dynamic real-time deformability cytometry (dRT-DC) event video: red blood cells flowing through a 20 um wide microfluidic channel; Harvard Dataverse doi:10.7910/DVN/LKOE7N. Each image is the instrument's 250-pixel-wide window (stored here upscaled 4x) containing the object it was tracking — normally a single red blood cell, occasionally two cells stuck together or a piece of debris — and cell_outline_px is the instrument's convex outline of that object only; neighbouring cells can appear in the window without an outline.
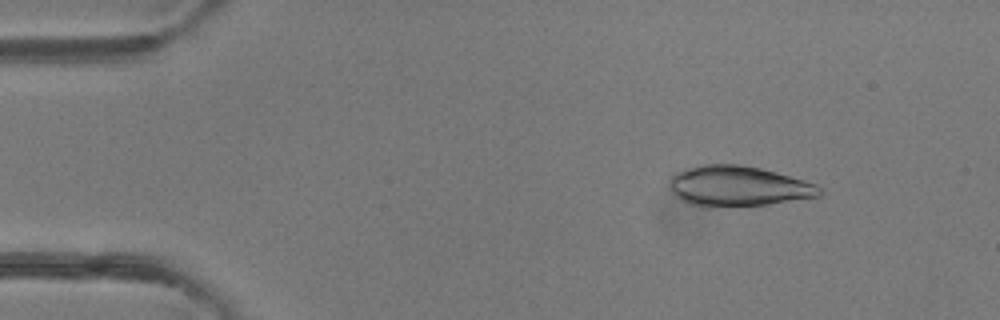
{"species": "common noctule bat (a hibernating species)", "species_latin": "Nyctalus noctula", "temperature_condition": "room temperature", "stored_images_in_passage": 3, "camera_frame_rate_fps": 3000, "um_per_image_px": 0.085, "animal": {"sex": "female"}, "frame": {"image": 1, "passage_image": 1, "time_ms": 0.0, "image_size_px": [1000, 320], "cell_outline_px": [[824, 192], [820, 196], [768, 204], [708, 208], [700, 208], [688, 204], [680, 200], [668, 188], [668, 180], [676, 172], [688, 168], [704, 164], [740, 164], [760, 168], [776, 172], [804, 180], [816, 184]], "centroid_in_image_um": [62.69, 15.84], "position_along_channel_um": 22.3, "area_um2": 35.78}}